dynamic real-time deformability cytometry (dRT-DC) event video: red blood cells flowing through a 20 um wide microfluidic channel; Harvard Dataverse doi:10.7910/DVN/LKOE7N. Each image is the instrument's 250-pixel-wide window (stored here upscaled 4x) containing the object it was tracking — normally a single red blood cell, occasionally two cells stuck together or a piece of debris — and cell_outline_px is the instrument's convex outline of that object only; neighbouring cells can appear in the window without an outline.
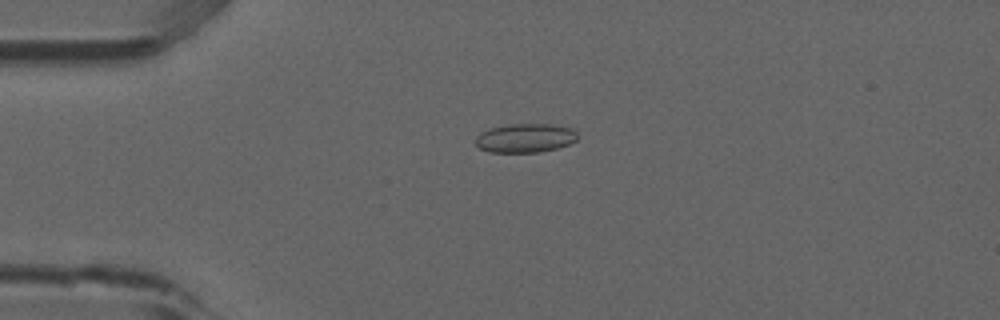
{"species": "common noctule bat (a hibernating species)", "species_latin": "Nyctalus noctula", "temperature_condition": "room temperature", "stored_images_in_passage": 5, "camera_frame_rate_fps": 3000, "um_per_image_px": 0.085, "animal": {"sex": "male", "forearm_length_mm": 52.5}, "frame": {"image": 1, "passage_image": 1, "time_ms": 0.0, "image_size_px": [1000, 320], "cell_outline_px": [[576, 140], [568, 144], [556, 148], [536, 152], [488, 152], [480, 148], [476, 144], [476, 136], [480, 132], [488, 128], [512, 124], [552, 124], [572, 128], [576, 132]], "centroid_in_image_um": [44.61, 11.72], "position_along_channel_um": 40.4, "area_um2": 17.11}}
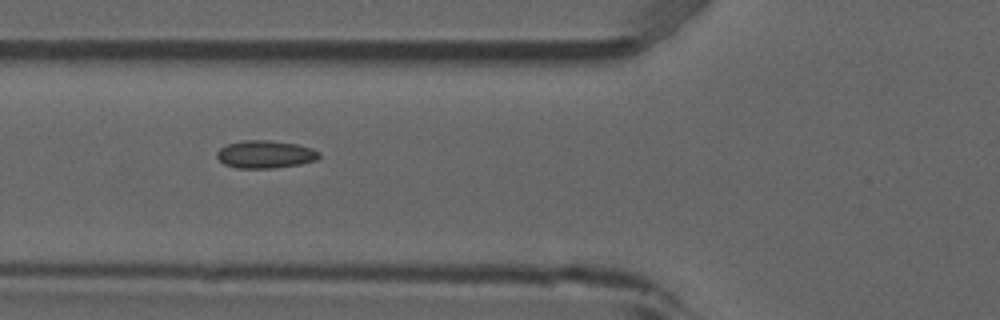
{"frame": {"image": 2, "passage_image": 3, "time_ms": 0.667, "image_size_px": [1000, 320], "cell_outline_px": [[320, 156], [316, 160], [300, 164], [272, 168], [236, 168], [224, 164], [216, 156], [216, 152], [220, 148], [228, 144], [244, 140], [268, 140], [296, 144], [312, 148], [320, 152]], "centroid_in_image_um": [22.54, 13.12], "position_along_channel_um": 103.3, "area_um2": 16.47}}
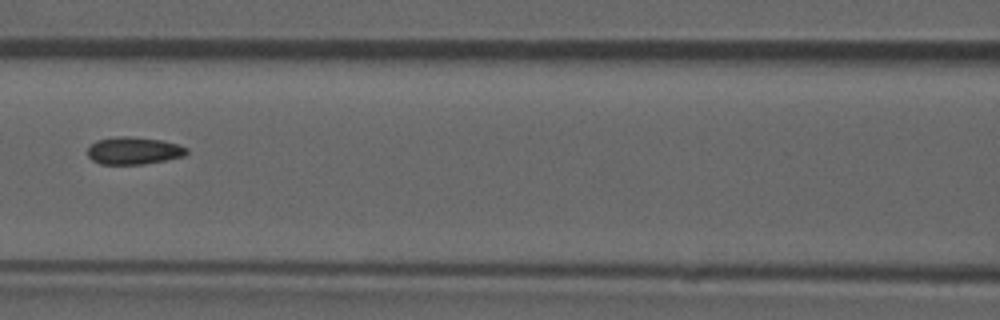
{"frame": {"image": 3, "passage_image": 4, "time_ms": 1.0, "image_size_px": [1000, 320], "cell_outline_px": [[188, 152], [184, 156], [144, 164], [100, 164], [92, 160], [88, 156], [88, 148], [96, 140], [116, 136], [132, 136], [160, 140], [176, 144], [188, 148]], "centroid_in_image_um": [11.34, 12.8], "position_along_channel_um": 155.3, "area_um2": 15.78}}